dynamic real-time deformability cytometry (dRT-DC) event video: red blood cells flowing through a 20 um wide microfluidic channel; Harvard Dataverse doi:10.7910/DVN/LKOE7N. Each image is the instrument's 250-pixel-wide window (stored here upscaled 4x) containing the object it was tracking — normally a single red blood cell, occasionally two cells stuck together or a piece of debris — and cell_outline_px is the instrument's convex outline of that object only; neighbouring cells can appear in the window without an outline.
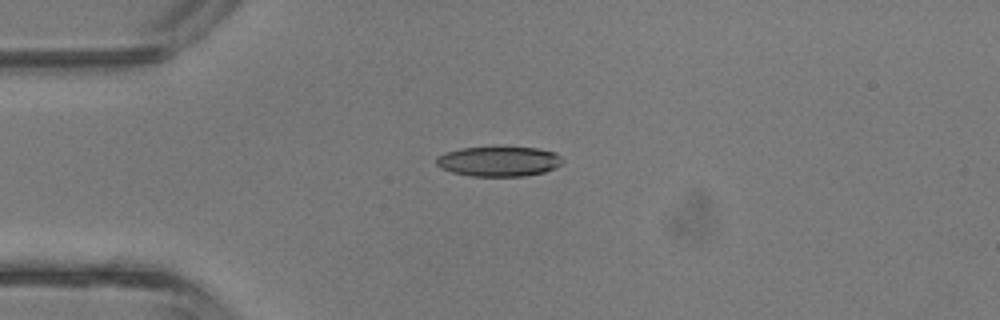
{"species": "common noctule bat (a hibernating species)", "species_latin": "Nyctalus noctula", "temperature_condition": "room temperature", "stored_images_in_passage": 26, "camera_frame_rate_fps": 3000, "um_per_image_px": 0.085, "animal": {"sex": "male", "body_mass_g": 13.3}, "frame": {"image": 1, "passage_image": 1, "time_ms": 0.0, "image_size_px": [1000, 320], "cell_outline_px": [[564, 160], [556, 168], [544, 172], [524, 176], [472, 176], [452, 172], [440, 168], [436, 164], [436, 156], [444, 152], [460, 148], [536, 148], [556, 152]], "centroid_in_image_um": [42.38, 13.72], "position_along_channel_um": 42.6, "area_um2": 21.96}}
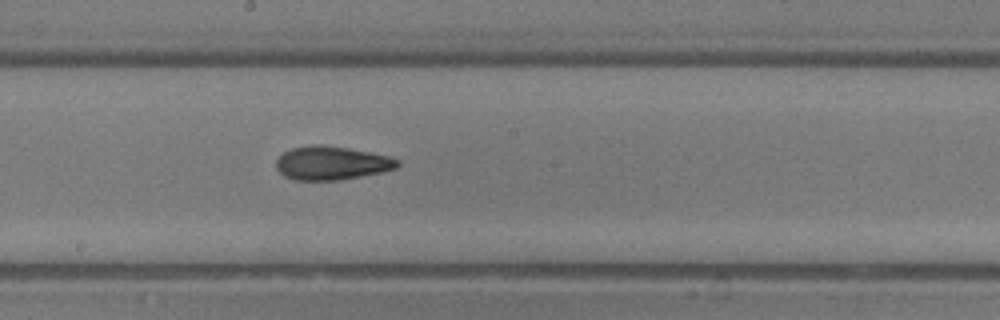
{"frame": {"image": 2, "passage_image": 13, "time_ms": 4.0, "image_size_px": [1000, 320], "cell_outline_px": [[400, 164], [396, 168], [384, 172], [340, 180], [292, 180], [284, 176], [276, 168], [276, 160], [284, 152], [292, 148], [316, 144], [320, 144], [348, 148], [388, 156], [400, 160]], "centroid_in_image_um": [28.19, 13.87], "position_along_channel_um": 220.0, "area_um2": 23.81}}
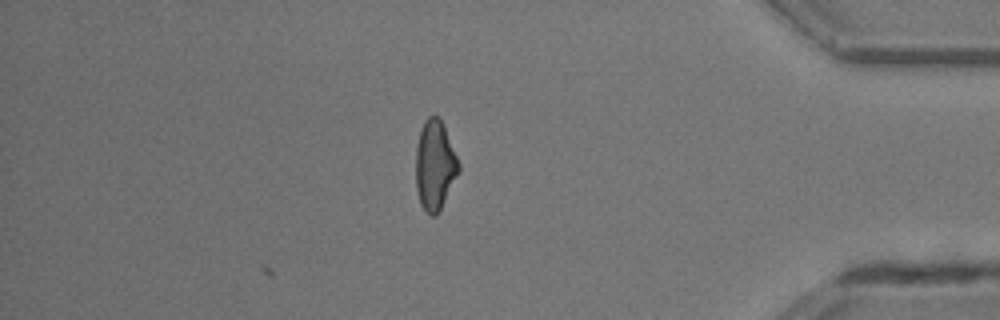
{"frame": {"image": 3, "passage_image": 26, "time_ms": 8.333, "image_size_px": [1000, 320], "cell_outline_px": [[460, 172], [440, 212], [436, 216], [432, 216], [420, 204], [416, 188], [416, 144], [420, 128], [424, 120], [428, 116], [440, 116], [460, 164]], "centroid_in_image_um": [36.97, 14.04], "position_along_channel_um": 398.2, "area_um2": 22.83}, "authors_computed_cell_mechanics": {"area_um2": 23.1489, "velocity_mm_per_s": 4.9855, "shape_relaxation_time_tau1_ms": 4.9784, "shape_relaxation_time_tau2_ms": 1.9239, "deformation_change_tau1": 0.1806, "deformation_change_tau2": 0.1018}}